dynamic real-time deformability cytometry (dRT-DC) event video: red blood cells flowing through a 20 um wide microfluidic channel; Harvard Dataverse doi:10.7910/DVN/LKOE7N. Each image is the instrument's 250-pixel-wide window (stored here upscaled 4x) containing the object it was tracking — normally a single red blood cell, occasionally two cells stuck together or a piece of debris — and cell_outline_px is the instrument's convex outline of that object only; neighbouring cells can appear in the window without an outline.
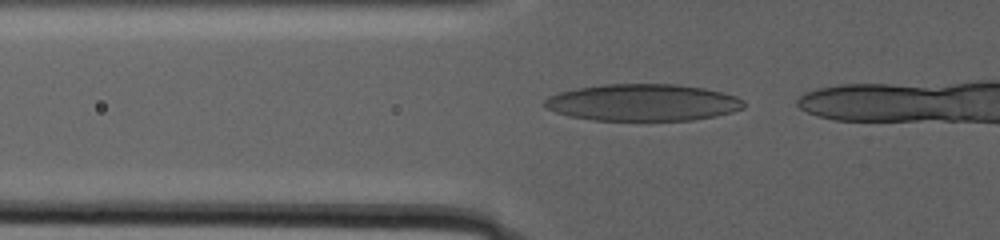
{"species": "human", "species_latin": "Homo sapiens", "temperature_condition": "warm", "stored_images_in_passage": 10, "camera_frame_rate_fps": 3000, "um_per_image_px": 0.085, "donor": {"sex": "male"}, "frame": {"image": 1, "passage_image": 2, "time_ms": 0.333, "image_size_px": [1000, 240], "cell_outline_px": [[744, 108], [732, 112], [716, 116], [692, 120], [592, 120], [568, 116], [544, 108], [544, 100], [548, 96], [560, 92], [576, 88], [604, 84], [676, 84], [704, 88], [736, 96], [744, 100]], "centroid_in_image_um": [54.62, 8.71], "position_along_channel_um": 71.2, "area_um2": 42.95}}
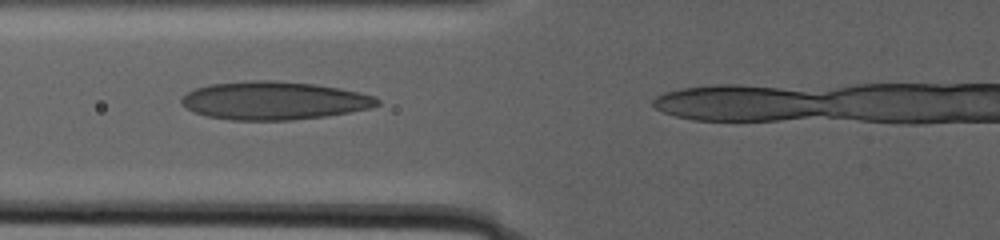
{"frame": {"image": 2, "passage_image": 6, "time_ms": 2.0, "image_size_px": [1000, 240], "cell_outline_px": [[380, 104], [372, 108], [324, 116], [292, 120], [232, 120], [208, 116], [192, 112], [184, 108], [180, 100], [188, 92], [196, 88], [208, 84], [252, 80], [276, 80], [316, 84], [340, 88], [360, 92], [376, 96], [380, 100]], "centroid_in_image_um": [23.3, 8.54], "position_along_channel_um": 102.5, "area_um2": 43.81}}
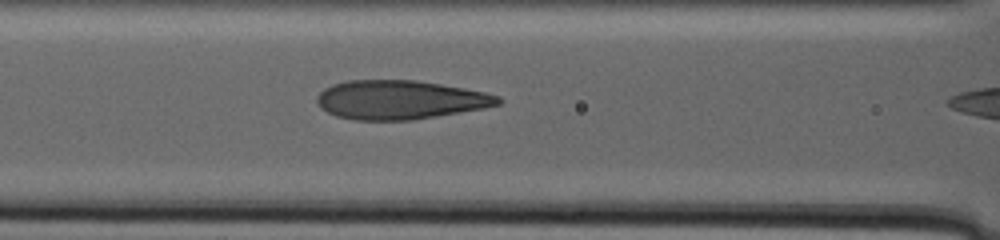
{"frame": {"image": 3, "passage_image": 9, "time_ms": 3.333, "image_size_px": [1000, 240], "cell_outline_px": [[504, 100], [500, 104], [484, 108], [412, 120], [356, 120], [336, 116], [320, 108], [316, 100], [316, 96], [324, 88], [332, 84], [348, 80], [416, 80], [464, 88], [484, 92], [500, 96]], "centroid_in_image_um": [33.99, 8.48], "position_along_channel_um": 132.6, "area_um2": 41.15}}